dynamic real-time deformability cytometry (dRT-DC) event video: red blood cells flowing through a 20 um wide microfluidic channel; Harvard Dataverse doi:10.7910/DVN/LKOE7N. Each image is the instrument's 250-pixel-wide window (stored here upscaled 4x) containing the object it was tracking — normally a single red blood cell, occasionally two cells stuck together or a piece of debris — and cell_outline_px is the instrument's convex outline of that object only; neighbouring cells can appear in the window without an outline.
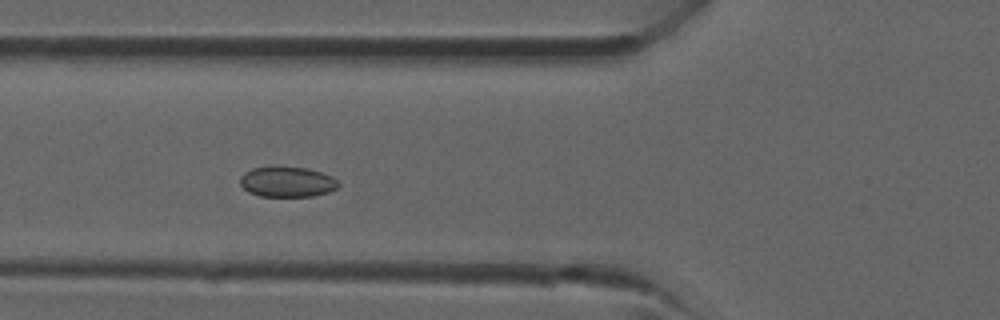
{"species": "common noctule bat (a hibernating species)", "species_latin": "Nyctalus noctula", "temperature_condition": "room temperature", "stored_images_in_passage": 38, "camera_frame_rate_fps": 3000, "um_per_image_px": 0.085, "animal": {"sex": "male", "forearm_length_mm": 52.5}, "frame": {"image": 1, "passage_image": 12, "time_ms": 3.667, "image_size_px": [1000, 320], "cell_outline_px": [[340, 184], [336, 188], [328, 192], [312, 196], [260, 196], [248, 192], [240, 184], [240, 176], [244, 172], [252, 168], [272, 164], [308, 168], [332, 176]], "centroid_in_image_um": [24.36, 15.41], "position_along_channel_um": 101.4, "area_um2": 17.86}}
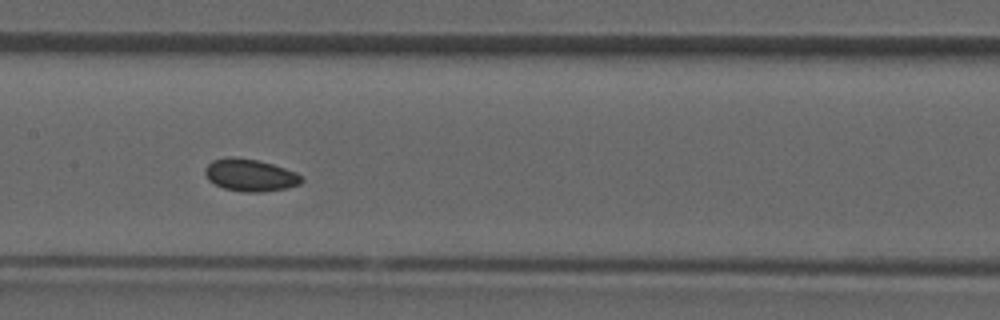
{"frame": {"image": 2, "passage_image": 17, "time_ms": 5.333, "image_size_px": [1000, 320], "cell_outline_px": [[304, 180], [300, 184], [284, 188], [260, 192], [240, 192], [224, 188], [208, 180], [204, 172], [204, 168], [212, 160], [228, 156], [236, 156], [256, 160], [272, 164], [296, 172], [304, 176]], "centroid_in_image_um": [21.25, 14.88], "position_along_channel_um": 186.2, "area_um2": 18.26}}